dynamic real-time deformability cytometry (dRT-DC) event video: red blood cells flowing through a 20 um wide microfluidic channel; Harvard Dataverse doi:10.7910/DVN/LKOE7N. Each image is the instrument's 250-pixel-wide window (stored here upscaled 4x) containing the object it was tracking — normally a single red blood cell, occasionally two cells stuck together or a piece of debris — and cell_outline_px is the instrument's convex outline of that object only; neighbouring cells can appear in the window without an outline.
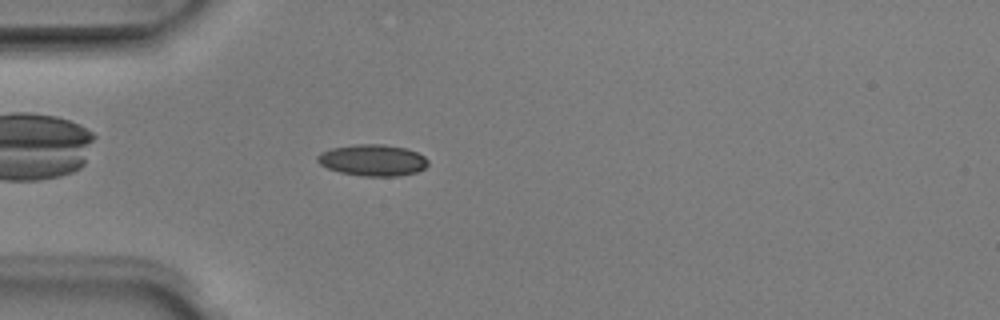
{"species": "Egyptian fruit bat (a non-hibernating species)", "species_latin": "Rousettus aegyptiacus", "temperature_condition": "room temperature", "stored_images_in_passage": 41, "camera_frame_rate_fps": 3000, "um_per_image_px": 0.085, "animal": {"sex": "male"}, "frame": {"image": 1, "passage_image": 5, "time_ms": 1.333, "image_size_px": [1000, 320], "cell_outline_px": [[428, 164], [424, 168], [416, 172], [396, 176], [360, 176], [340, 172], [328, 168], [320, 164], [316, 160], [316, 156], [320, 152], [332, 148], [356, 144], [384, 144], [408, 148], [424, 156], [428, 160]], "centroid_in_image_um": [31.67, 13.61], "position_along_channel_um": 53.3, "area_um2": 20.35}}
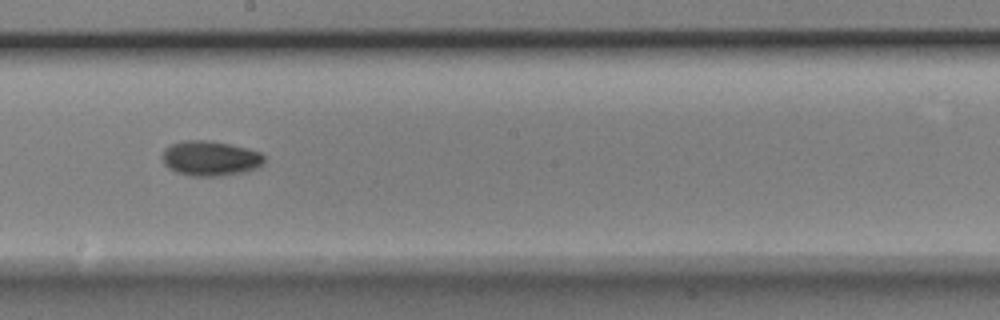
{"frame": {"image": 2, "passage_image": 19, "time_ms": 6.0, "image_size_px": [1000, 320], "cell_outline_px": [[264, 164], [256, 168], [244, 172], [220, 176], [188, 176], [176, 172], [168, 168], [164, 164], [164, 148], [172, 144], [184, 140], [208, 140], [228, 144], [260, 152], [264, 156]], "centroid_in_image_um": [17.87, 13.47], "position_along_channel_um": 230.3, "area_um2": 20.69}}
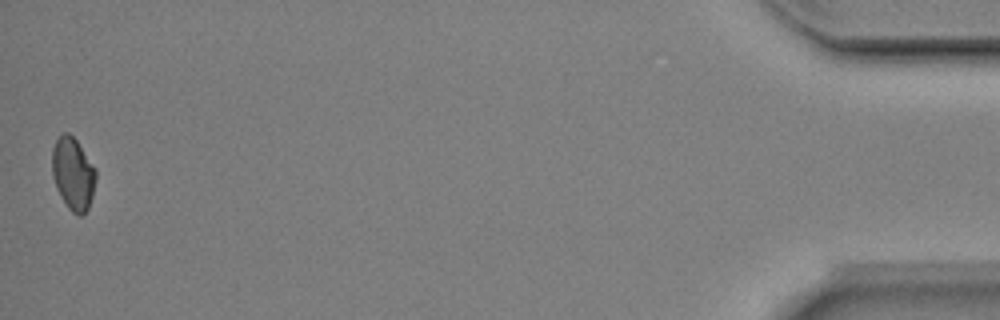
{"frame": {"image": 3, "passage_image": 41, "time_ms": 13.333, "image_size_px": [1000, 320], "cell_outline_px": [[96, 180], [92, 196], [88, 208], [80, 216], [76, 216], [68, 208], [56, 188], [52, 176], [52, 148], [56, 140], [64, 132], [68, 132], [76, 140], [96, 168]], "centroid_in_image_um": [6.2, 14.77], "position_along_channel_um": 429.0, "area_um2": 18.5}, "authors_computed_cell_mechanics": {"area_um2": 19.2474, "velocity_mm_per_s": 3.9753, "shape_relaxation_time_tau1_ms": 3.9638, "shape_relaxation_time_tau2_ms": null, "deformation_change_tau1": 0.0778, "deformation_change_tau2": null}}